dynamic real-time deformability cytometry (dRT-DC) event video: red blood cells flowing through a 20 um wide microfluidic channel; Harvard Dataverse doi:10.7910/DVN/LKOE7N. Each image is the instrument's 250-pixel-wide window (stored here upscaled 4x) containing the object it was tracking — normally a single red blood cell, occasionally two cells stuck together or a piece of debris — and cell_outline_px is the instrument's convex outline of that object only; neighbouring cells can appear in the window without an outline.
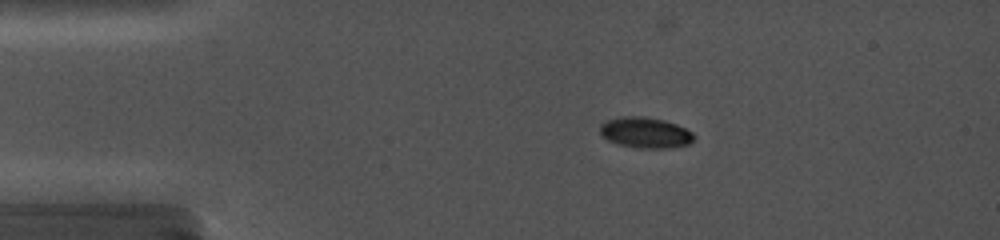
{"species": "common noctule bat (a hibernating species)", "species_latin": "Nyctalus noctula", "temperature_condition": "cold", "stored_images_in_passage": 5, "camera_frame_rate_fps": 5000, "um_per_image_px": 0.085, "animal": {"sex": "female", "body_mass_g": 19.0, "forearm_length_mm": 56.7}, "frame": {"image": 1, "passage_image": 1, "time_ms": 0.0, "image_size_px": [1000, 240], "cell_outline_px": [[696, 136], [688, 144], [672, 148], [636, 148], [620, 144], [608, 140], [600, 132], [600, 124], [608, 120], [620, 116], [644, 116], [664, 120], [676, 124], [692, 132]], "centroid_in_image_um": [54.87, 11.27], "position_along_channel_um": 30.1, "area_um2": 16.82}}